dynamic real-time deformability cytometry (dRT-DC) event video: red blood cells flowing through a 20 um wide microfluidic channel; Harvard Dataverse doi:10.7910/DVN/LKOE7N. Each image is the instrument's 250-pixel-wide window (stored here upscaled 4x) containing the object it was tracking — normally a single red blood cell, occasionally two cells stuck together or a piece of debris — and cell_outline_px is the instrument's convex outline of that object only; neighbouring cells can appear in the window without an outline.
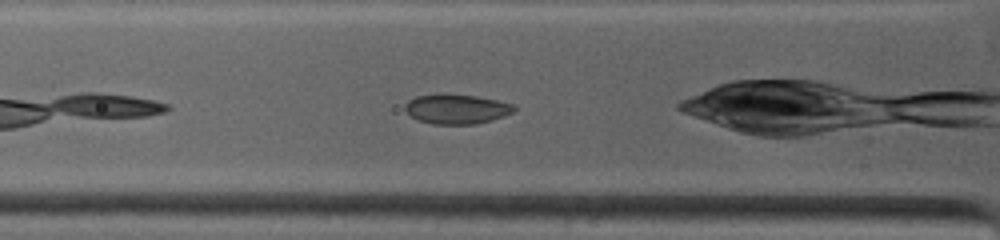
{"species": "common noctule bat (a hibernating species)", "species_latin": "Nyctalus noctula", "temperature_condition": "warm", "stored_images_in_passage": 15, "camera_frame_rate_fps": 4500, "um_per_image_px": 0.085, "animal": {"sex": "female", "body_mass_g": 19.0, "forearm_length_mm": 53.3}, "frame": {"image": 1, "passage_image": 5, "time_ms": 1.111, "image_size_px": [1000, 240], "cell_outline_px": [[516, 108], [512, 112], [504, 116], [492, 120], [476, 124], [432, 124], [420, 120], [412, 116], [404, 108], [404, 104], [408, 100], [416, 96], [476, 96], [516, 104]], "centroid_in_image_um": [38.86, 9.3], "position_along_channel_um": 86.9, "area_um2": 18.26}}
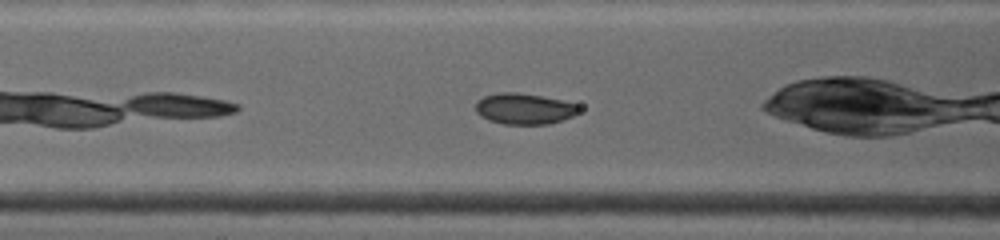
{"frame": {"image": 2, "passage_image": 9, "time_ms": 2.0, "image_size_px": [1000, 240], "cell_outline_px": [[580, 108], [572, 116], [548, 124], [504, 124], [488, 120], [480, 116], [476, 112], [476, 100], [484, 96], [500, 92], [516, 92], [564, 100], [580, 104]], "centroid_in_image_um": [44.54, 9.23], "position_along_channel_um": 122.1, "area_um2": 18.67}}